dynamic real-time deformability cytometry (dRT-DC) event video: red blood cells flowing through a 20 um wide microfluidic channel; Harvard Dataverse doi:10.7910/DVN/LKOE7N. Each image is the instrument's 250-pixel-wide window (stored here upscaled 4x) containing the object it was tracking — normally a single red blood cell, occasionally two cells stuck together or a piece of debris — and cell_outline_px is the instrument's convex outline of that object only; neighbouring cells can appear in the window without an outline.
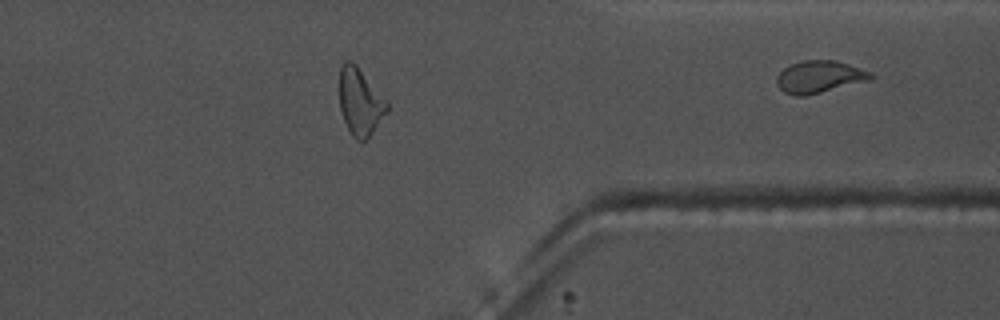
{"species": "common noctule bat (a hibernating species)", "species_latin": "Nyctalus noctula", "temperature_condition": "warm", "stored_images_in_passage": 44, "camera_frame_rate_fps": 3000, "um_per_image_px": 0.085, "animal": {"sex": "male", "body_mass_g": 17.5, "forearm_length_mm": 52.3}, "frame": {"image": 1, "passage_image": 44, "time_ms": 14.333, "image_size_px": [1000, 320], "cell_outline_px": [[872, 80], [804, 96], [796, 96], [784, 92], [776, 84], [776, 76], [784, 68], [792, 64], [804, 60], [836, 60], [872, 72]], "centroid_in_image_um": [69.65, 6.53], "position_along_channel_um": 341.7, "area_um2": 17.63}}